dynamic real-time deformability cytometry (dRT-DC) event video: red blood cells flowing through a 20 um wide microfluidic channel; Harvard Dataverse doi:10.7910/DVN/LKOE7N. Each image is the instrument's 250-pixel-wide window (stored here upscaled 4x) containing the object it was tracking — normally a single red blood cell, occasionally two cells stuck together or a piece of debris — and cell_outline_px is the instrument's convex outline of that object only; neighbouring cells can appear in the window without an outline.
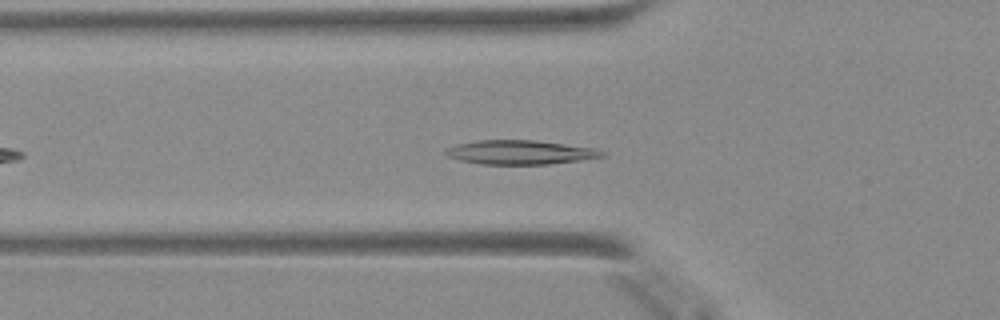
{"species": "Egyptian fruit bat (a non-hibernating species)", "species_latin": "Rousettus aegyptiacus", "temperature_condition": "warm", "stored_images_in_passage": 27, "camera_frame_rate_fps": 3000, "um_per_image_px": 0.085, "animal": {"sex": "female"}, "frame": {"image": 1, "passage_image": 3, "time_ms": 0.667, "image_size_px": [1000, 320], "cell_outline_px": [[608, 152], [604, 156], [580, 160], [548, 164], [480, 164], [460, 160], [448, 156], [444, 152], [448, 148], [460, 144], [476, 140], [536, 140], [596, 148]], "centroid_in_image_um": [44.27, 12.94], "position_along_channel_um": 81.5, "area_um2": 21.91}}
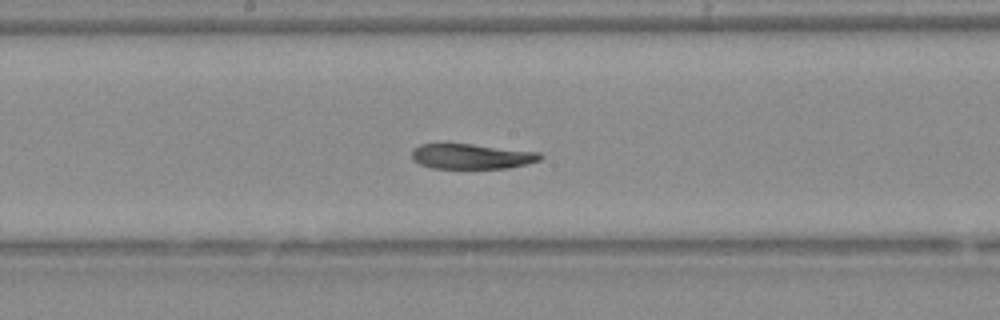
{"frame": {"image": 2, "passage_image": 12, "time_ms": 3.667, "image_size_px": [1000, 320], "cell_outline_px": [[544, 156], [540, 160], [528, 164], [508, 168], [432, 168], [420, 164], [412, 160], [412, 148], [420, 144], [472, 144], [540, 152]], "centroid_in_image_um": [40.1, 13.29], "position_along_channel_um": 208.1, "area_um2": 18.9}}
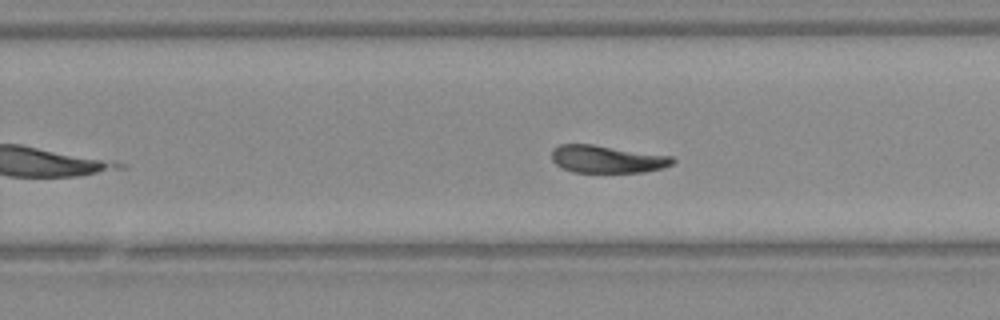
{"frame": {"image": 3, "passage_image": 17, "time_ms": 5.333, "image_size_px": [1000, 320], "cell_outline_px": [[676, 160], [672, 164], [664, 168], [640, 172], [572, 172], [556, 164], [552, 160], [552, 148], [560, 144], [592, 144], [672, 156]], "centroid_in_image_um": [51.6, 13.52], "position_along_channel_um": 278.2, "area_um2": 19.36}}